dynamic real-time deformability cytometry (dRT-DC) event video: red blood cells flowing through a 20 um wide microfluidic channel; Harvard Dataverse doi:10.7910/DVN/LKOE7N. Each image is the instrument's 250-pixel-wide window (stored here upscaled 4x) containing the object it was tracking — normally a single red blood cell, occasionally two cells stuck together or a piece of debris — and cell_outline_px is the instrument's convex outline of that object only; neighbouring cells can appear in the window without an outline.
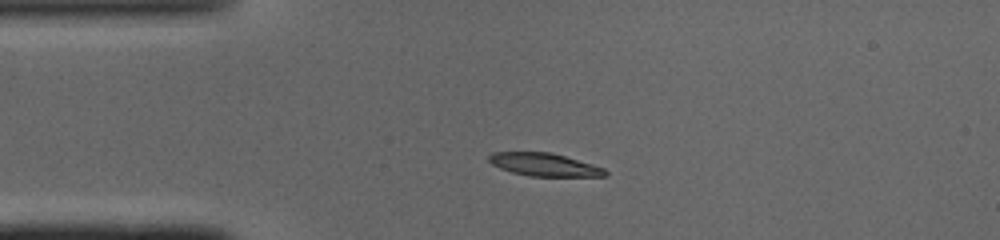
{"species": "common noctule bat (a hibernating species)", "species_latin": "Nyctalus noctula", "temperature_condition": "cold", "stored_images_in_passage": 48, "camera_frame_rate_fps": 3000, "um_per_image_px": 0.085, "animal": {"sex": "male", "body_mass_g": 19.0, "forearm_length_mm": 50.8}, "frame": {"image": 1, "passage_image": 10, "time_ms": 3.0, "image_size_px": [1000, 240], "cell_outline_px": [[608, 176], [528, 176], [512, 172], [500, 168], [492, 164], [488, 160], [488, 156], [492, 152], [548, 152], [564, 156], [592, 164], [604, 168], [608, 172]], "centroid_in_image_um": [46.25, 13.99], "position_along_channel_um": 38.7, "area_um2": 15.43}}
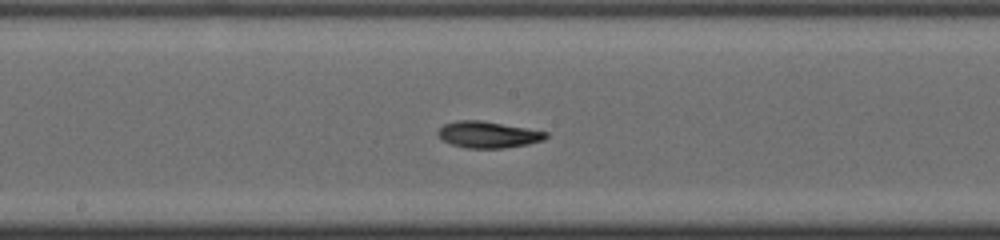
{"frame": {"image": 2, "passage_image": 24, "time_ms": 7.667, "image_size_px": [1000, 240], "cell_outline_px": [[548, 136], [544, 140], [528, 144], [504, 148], [468, 148], [452, 144], [444, 140], [436, 132], [444, 124], [456, 120], [480, 120], [548, 132]], "centroid_in_image_um": [41.5, 11.44], "position_along_channel_um": 206.7, "area_um2": 16.47}}
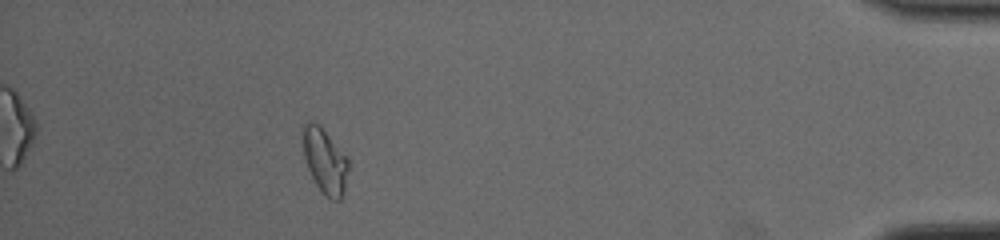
{"frame": {"image": 3, "passage_image": 43, "time_ms": 14.0, "image_size_px": [1000, 240], "cell_outline_px": [[348, 168], [344, 192], [340, 200], [332, 200], [316, 184], [308, 168], [304, 156], [304, 124], [308, 120], [312, 120], [320, 124], [348, 156]], "centroid_in_image_um": [27.65, 13.63], "position_along_channel_um": 407.6, "area_um2": 17.11}, "authors_computed_cell_mechanics": {"area_um2": 16.4152, "velocity_mm_per_s": 4.0857, "shape_relaxation_time_tau1_ms": 4.1213, "shape_relaxation_time_tau2_ms": 4.1494, "deformation_change_tau1": 0.1576, "deformation_change_tau2": 0.1}}